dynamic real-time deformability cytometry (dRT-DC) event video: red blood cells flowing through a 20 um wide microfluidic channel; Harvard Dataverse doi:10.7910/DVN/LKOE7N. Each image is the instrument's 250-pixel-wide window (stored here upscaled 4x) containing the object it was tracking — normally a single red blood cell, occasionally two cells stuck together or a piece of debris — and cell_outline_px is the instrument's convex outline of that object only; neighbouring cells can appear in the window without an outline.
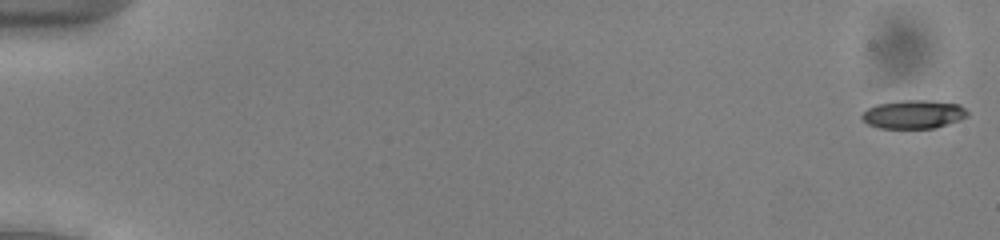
{"species": "common noctule bat (a hibernating species)", "species_latin": "Nyctalus noctula", "temperature_condition": "cold", "stored_images_in_passage": 54, "camera_frame_rate_fps": 3000, "um_per_image_px": 0.085, "animal": {"sex": "male", "body_mass_g": 13.0, "forearm_length_mm": 53.1}, "frame": {"image": 1, "passage_image": 1, "time_ms": 0.0, "image_size_px": [1000, 240], "cell_outline_px": [[968, 116], [932, 128], [880, 128], [868, 124], [860, 116], [868, 108], [876, 104], [908, 100], [928, 100], [960, 104], [968, 112]], "centroid_in_image_um": [77.63, 9.71], "position_along_channel_um": 7.4, "area_um2": 17.22}}
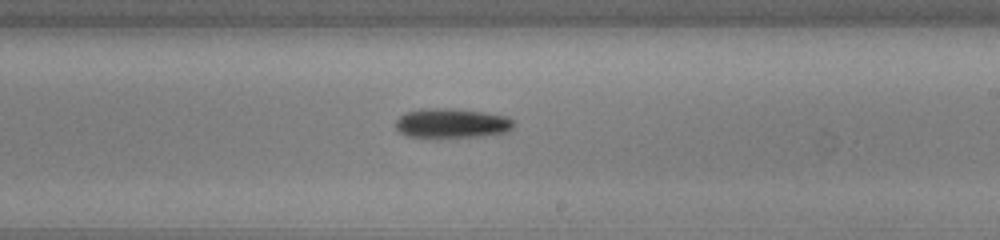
{"frame": {"image": 2, "passage_image": 33, "time_ms": 10.667, "image_size_px": [1000, 240], "cell_outline_px": [[512, 128], [508, 132], [484, 136], [408, 136], [400, 132], [396, 128], [396, 120], [400, 116], [408, 112], [428, 108], [448, 108], [484, 112], [508, 116], [512, 120]], "centroid_in_image_um": [38.44, 10.46], "position_along_channel_um": 250.6, "area_um2": 19.88}}
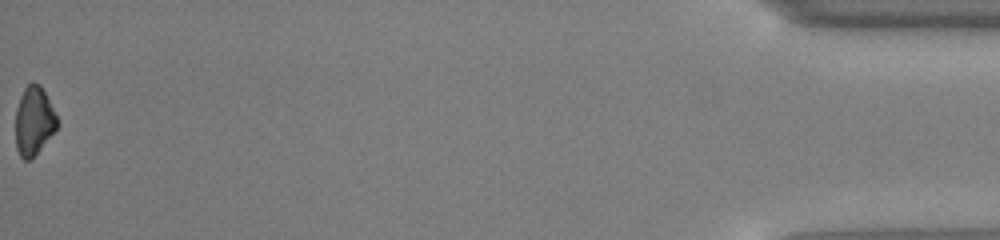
{"frame": {"image": 3, "passage_image": 54, "time_ms": 17.667, "image_size_px": [1000, 240], "cell_outline_px": [[60, 124], [32, 160], [24, 160], [20, 156], [16, 148], [16, 108], [20, 96], [24, 88], [32, 80], [40, 84]], "centroid_in_image_um": [2.87, 10.29], "position_along_channel_um": 432.3, "area_um2": 16.7}, "authors_computed_cell_mechanics": {"area_um2": 18.785, "velocity_mm_per_s": 3.9237, "shape_relaxation_time_tau1_ms": 6.8545, "shape_relaxation_time_tau2_ms": null, "deformation_change_tau1": 0.161, "deformation_change_tau2": null}}